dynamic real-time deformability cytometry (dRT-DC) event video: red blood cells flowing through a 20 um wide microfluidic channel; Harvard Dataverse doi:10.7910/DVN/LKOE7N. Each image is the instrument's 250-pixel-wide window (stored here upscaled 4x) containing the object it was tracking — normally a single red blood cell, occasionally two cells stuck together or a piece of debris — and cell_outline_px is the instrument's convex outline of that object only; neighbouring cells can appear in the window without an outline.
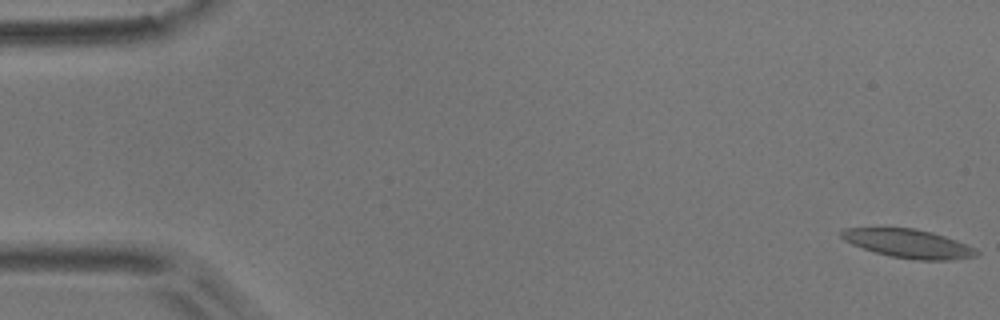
{"species": "common noctule bat (a hibernating species)", "species_latin": "Nyctalus noctula", "temperature_condition": "room temperature", "stored_images_in_passage": 55, "camera_frame_rate_fps": 3000, "um_per_image_px": 0.085, "animal": {"sex": "male", "body_mass_g": 17.9}, "frame": {"image": 1, "passage_image": 1, "time_ms": 0.0, "image_size_px": [1000, 320], "cell_outline_px": [[980, 252], [976, 256], [948, 260], [916, 260], [892, 256], [876, 252], [852, 244], [844, 240], [840, 236], [840, 232], [844, 228], [916, 228], [932, 232], [956, 240], [976, 248]], "centroid_in_image_um": [77.23, 20.7], "position_along_channel_um": 7.8, "area_um2": 22.37}}
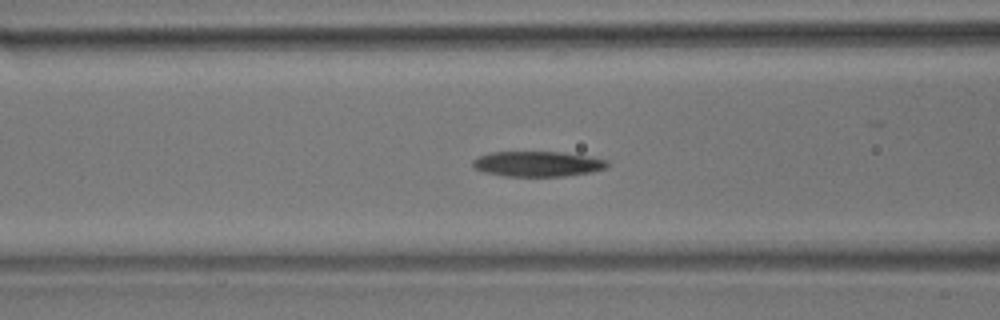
{"frame": {"image": 2, "passage_image": 22, "time_ms": 7.0, "image_size_px": [1000, 320], "cell_outline_px": [[608, 168], [592, 172], [564, 176], [504, 176], [484, 172], [472, 168], [472, 160], [480, 156], [492, 152], [560, 152], [588, 156], [608, 160]], "centroid_in_image_um": [45.7, 13.93], "position_along_channel_um": 120.9, "area_um2": 19.88}}
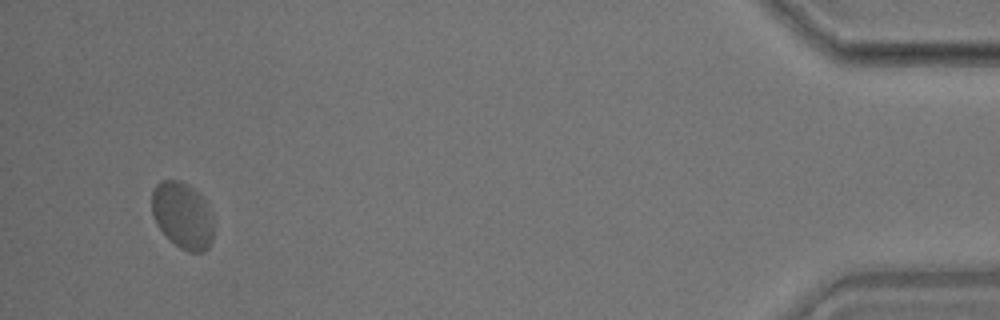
{"frame": {"image": 3, "passage_image": 53, "time_ms": 17.333, "image_size_px": [1000, 320], "cell_outline_px": [[212, 240], [208, 248], [204, 252], [188, 252], [180, 248], [156, 224], [152, 212], [152, 192], [156, 184], [160, 180], [180, 180], [188, 184], [204, 200], [212, 216]], "centroid_in_image_um": [15.51, 18.3], "position_along_channel_um": 419.7, "area_um2": 23.64}, "authors_computed_cell_mechanics": {"area_um2": 22.0218, "velocity_mm_per_s": 3.6163, "shape_relaxation_time_tau1_ms": 11.3416, "shape_relaxation_time_tau2_ms": 1.7696, "deformation_change_tau1": 0.2187, "deformation_change_tau2": 0.0596}}